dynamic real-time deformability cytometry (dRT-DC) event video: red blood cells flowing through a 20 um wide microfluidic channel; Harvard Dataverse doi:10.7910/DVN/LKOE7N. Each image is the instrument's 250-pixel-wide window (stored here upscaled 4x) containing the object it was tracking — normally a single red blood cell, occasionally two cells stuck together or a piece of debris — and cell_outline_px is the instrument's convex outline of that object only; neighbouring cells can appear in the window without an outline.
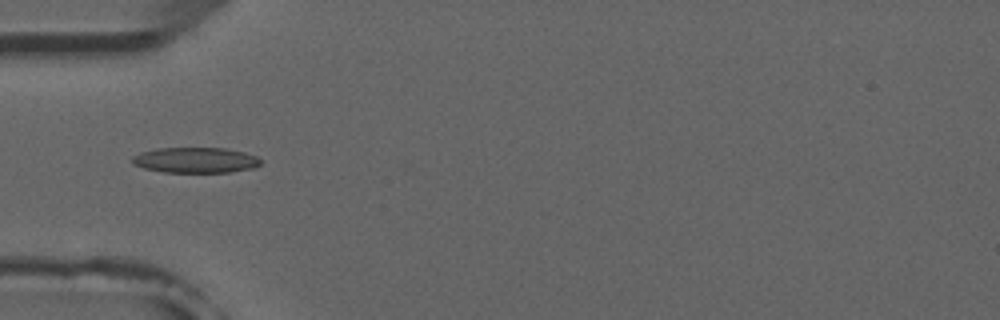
{"species": "common noctule bat (a hibernating species)", "species_latin": "Nyctalus noctula", "temperature_condition": "room temperature", "stored_images_in_passage": 5, "camera_frame_rate_fps": 3000, "um_per_image_px": 0.085, "animal": {"sex": "male", "forearm_length_mm": 52.5}, "frame": {"image": 1, "passage_image": 5, "time_ms": 4.667, "image_size_px": [1000, 320], "cell_outline_px": [[260, 164], [252, 168], [228, 172], [164, 172], [144, 168], [132, 164], [132, 156], [140, 152], [160, 148], [224, 148], [244, 152], [256, 156], [260, 160]], "centroid_in_image_um": [16.58, 13.61], "position_along_channel_um": 68.4, "area_um2": 18.96}}